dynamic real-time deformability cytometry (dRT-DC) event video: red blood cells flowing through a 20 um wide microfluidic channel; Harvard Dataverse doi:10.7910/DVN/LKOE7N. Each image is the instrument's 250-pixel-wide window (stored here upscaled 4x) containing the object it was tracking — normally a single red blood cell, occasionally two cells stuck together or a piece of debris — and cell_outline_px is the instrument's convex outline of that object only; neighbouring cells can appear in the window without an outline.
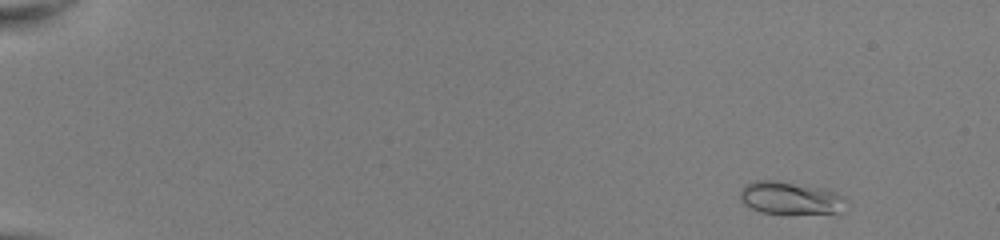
{"species": "common noctule bat (a hibernating species)", "species_latin": "Nyctalus noctula", "temperature_condition": "room temperature", "stored_images_in_passage": 47, "camera_frame_rate_fps": 3000, "um_per_image_px": 0.085, "animal": {"sex": "female", "body_mass_g": 22.0, "forearm_length_mm": 56.7}, "frame": {"image": 1, "passage_image": 1, "time_ms": 0.0, "image_size_px": [1000, 240], "cell_outline_px": [[848, 200], [844, 212], [760, 212], [744, 204], [740, 200], [740, 192], [744, 184], [756, 180], [776, 180], [824, 188], [836, 192], [844, 196]], "centroid_in_image_um": [67.2, 16.8], "position_along_channel_um": 17.8, "area_um2": 20.06}}
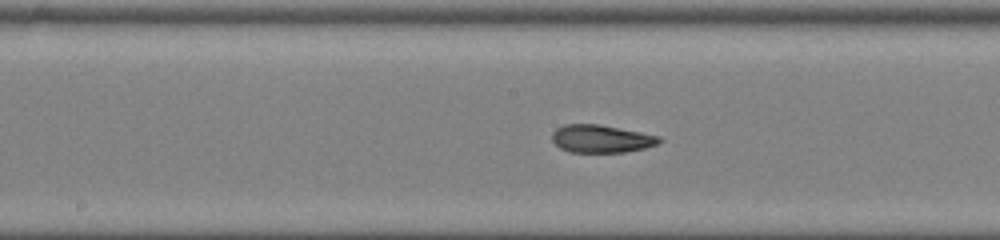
{"frame": {"image": 2, "passage_image": 25, "time_ms": 8.0, "image_size_px": [1000, 240], "cell_outline_px": [[664, 140], [656, 144], [644, 148], [624, 152], [568, 152], [560, 148], [552, 140], [552, 132], [556, 128], [564, 124], [600, 124], [660, 136]], "centroid_in_image_um": [51.09, 11.79], "position_along_channel_um": 197.1, "area_um2": 17.4}}
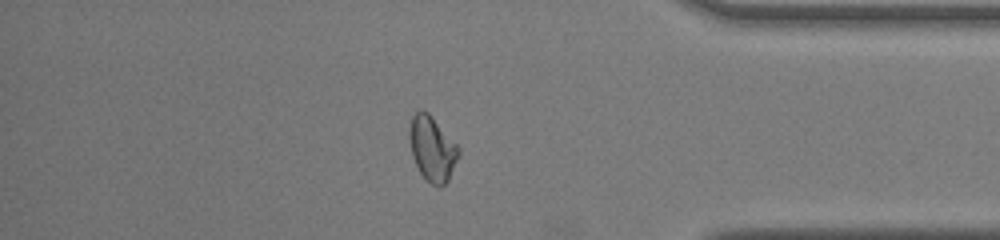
{"frame": {"image": 3, "passage_image": 41, "time_ms": 13.333, "image_size_px": [1000, 240], "cell_outline_px": [[460, 156], [448, 180], [440, 188], [432, 184], [420, 172], [412, 156], [408, 136], [408, 132], [412, 116], [420, 108], [428, 112], [432, 116], [460, 148]], "centroid_in_image_um": [36.74, 12.61], "position_along_channel_um": 398.5, "area_um2": 18.67}, "authors_computed_cell_mechanics": {"area_um2": 17.6868, "velocity_mm_per_s": 4.0741, "shape_relaxation_time_tau1_ms": null, "shape_relaxation_time_tau2_ms": 1.1099, "deformation_change_tau1": null, "deformation_change_tau2": 0.0558}}